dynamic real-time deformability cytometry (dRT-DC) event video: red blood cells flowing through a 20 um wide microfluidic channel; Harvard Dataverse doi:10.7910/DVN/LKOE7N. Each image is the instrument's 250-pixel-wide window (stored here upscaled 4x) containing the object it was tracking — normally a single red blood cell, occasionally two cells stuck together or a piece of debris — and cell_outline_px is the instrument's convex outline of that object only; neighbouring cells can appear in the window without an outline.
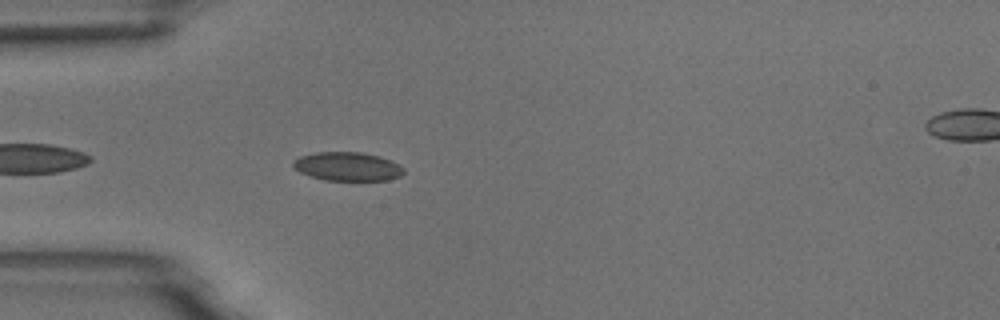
{"species": "common noctule bat (a hibernating species)", "species_latin": "Nyctalus noctula", "temperature_condition": "room temperature", "stored_images_in_passage": 6, "segment_of_instrument_passage": [1, 2], "camera_frame_rate_fps": 3000, "um_per_image_px": 0.085, "animal": {"sex": "male", "body_mass_g": 18.8}, "frame": {"image": 1, "passage_image": 5, "time_ms": 1.333, "image_size_px": [1000, 320], "cell_outline_px": [[404, 172], [400, 176], [388, 180], [324, 180], [300, 172], [292, 164], [292, 160], [300, 156], [316, 152], [360, 152], [380, 156], [400, 164], [404, 168]], "centroid_in_image_um": [29.56, 14.14], "position_along_channel_um": 55.4, "area_um2": 18.5}}